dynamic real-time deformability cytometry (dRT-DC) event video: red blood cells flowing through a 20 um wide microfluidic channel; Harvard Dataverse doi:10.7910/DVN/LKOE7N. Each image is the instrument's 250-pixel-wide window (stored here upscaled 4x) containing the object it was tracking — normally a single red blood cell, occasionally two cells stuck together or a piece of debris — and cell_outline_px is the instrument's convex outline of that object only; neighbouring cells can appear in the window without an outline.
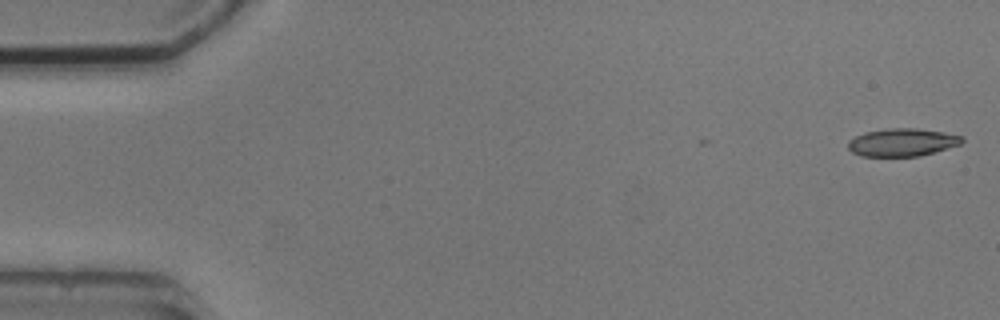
{"species": "common noctule bat (a hibernating species)", "species_latin": "Nyctalus noctula", "temperature_condition": "cold", "stored_images_in_passage": 4, "camera_frame_rate_fps": 3000, "um_per_image_px": 0.085, "animal": {"sex": "male", "body_mass_g": 20.5, "forearm_length_mm": 52.5}, "frame": {"image": 1, "passage_image": 1, "time_ms": 0.0, "image_size_px": [1000, 320], "cell_outline_px": [[964, 140], [960, 144], [920, 156], [860, 156], [852, 152], [848, 148], [848, 140], [864, 132], [888, 128], [916, 128], [944, 132], [964, 136]], "centroid_in_image_um": [76.68, 12.09], "position_along_channel_um": 8.3, "area_um2": 18.5}}